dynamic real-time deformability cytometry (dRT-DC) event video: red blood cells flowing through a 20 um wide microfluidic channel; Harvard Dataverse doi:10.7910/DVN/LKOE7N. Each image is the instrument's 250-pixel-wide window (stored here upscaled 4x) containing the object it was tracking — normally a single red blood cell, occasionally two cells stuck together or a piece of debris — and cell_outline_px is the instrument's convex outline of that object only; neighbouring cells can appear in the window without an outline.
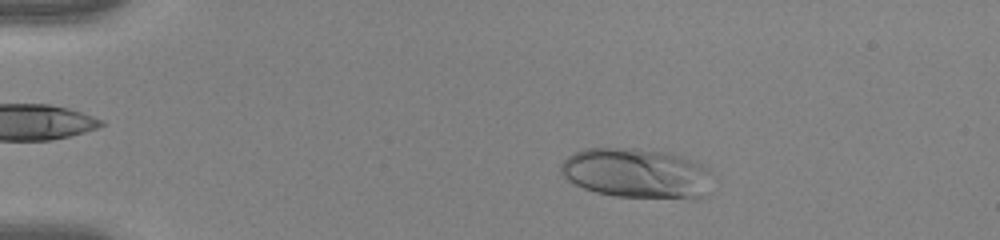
{"species": "human", "species_latin": "Homo sapiens", "temperature_condition": "warm", "stored_images_in_passage": 50, "camera_frame_rate_fps": 3000, "um_per_image_px": 0.085, "donor": {"sex": "female"}, "frame": {"image": 1, "passage_image": 8, "time_ms": 2.333, "image_size_px": [1000, 240], "cell_outline_px": [[712, 172], [708, 196], [696, 200], [616, 196], [596, 192], [584, 188], [568, 180], [560, 172], [560, 164], [568, 156], [584, 148], [636, 148], [668, 152], [692, 160], [708, 168]], "centroid_in_image_um": [54.18, 14.75], "position_along_channel_um": 30.8, "area_um2": 44.85}}
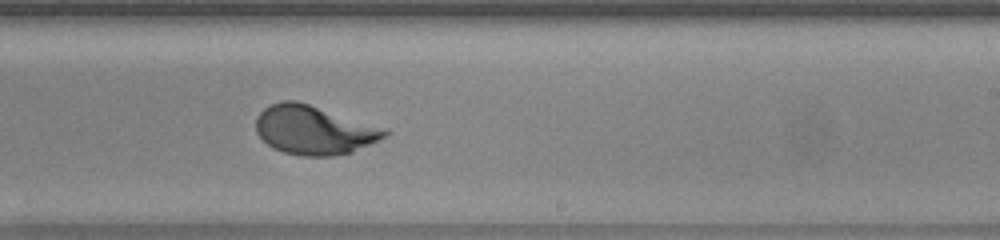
{"frame": {"image": 2, "passage_image": 31, "time_ms": 10.0, "image_size_px": [1000, 240], "cell_outline_px": [[392, 132], [352, 152], [332, 156], [300, 156], [284, 152], [272, 148], [256, 132], [256, 116], [264, 108], [280, 100], [296, 100], [388, 128]], "centroid_in_image_um": [26.68, 11.04], "position_along_channel_um": 262.3, "area_um2": 36.76}}
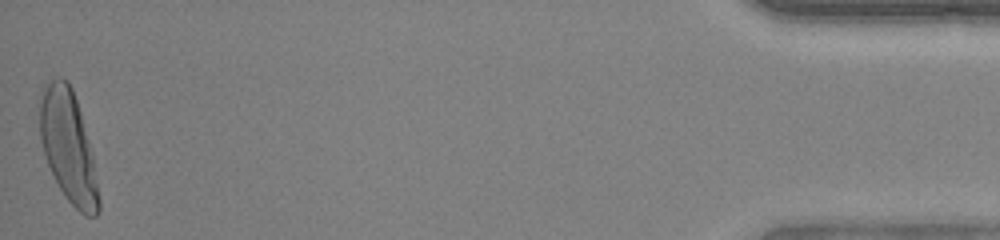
{"frame": {"image": 3, "passage_image": 50, "time_ms": 16.333, "image_size_px": [1000, 240], "cell_outline_px": [[100, 212], [96, 216], [84, 216], [64, 196], [48, 164], [40, 140], [40, 100], [48, 84], [52, 80], [60, 76], [68, 80], [72, 88], [80, 112], [92, 152], [100, 200]], "centroid_in_image_um": [5.83, 12.5], "position_along_channel_um": 429.4, "area_um2": 37.74}, "authors_computed_cell_mechanics": {"area_um2": 36.6741, "velocity_mm_per_s": 3.964, "shape_relaxation_time_tau1_ms": 4.66, "shape_relaxation_time_tau2_ms": null, "deformation_change_tau1": 0.2429, "deformation_change_tau2": null}}